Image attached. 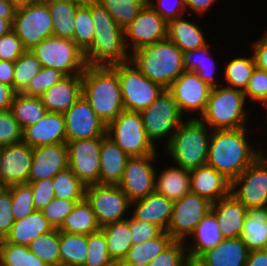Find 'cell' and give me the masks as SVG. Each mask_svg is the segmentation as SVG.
<instances>
[{
  "instance_id": "40",
  "label": "cell",
  "mask_w": 267,
  "mask_h": 266,
  "mask_svg": "<svg viewBox=\"0 0 267 266\" xmlns=\"http://www.w3.org/2000/svg\"><path fill=\"white\" fill-rule=\"evenodd\" d=\"M173 241L174 239L166 231H163L155 238L141 244L132 245L123 261L133 264L150 262Z\"/></svg>"
},
{
  "instance_id": "50",
  "label": "cell",
  "mask_w": 267,
  "mask_h": 266,
  "mask_svg": "<svg viewBox=\"0 0 267 266\" xmlns=\"http://www.w3.org/2000/svg\"><path fill=\"white\" fill-rule=\"evenodd\" d=\"M64 77L65 75L59 70L42 67L22 93L28 96L40 97Z\"/></svg>"
},
{
  "instance_id": "68",
  "label": "cell",
  "mask_w": 267,
  "mask_h": 266,
  "mask_svg": "<svg viewBox=\"0 0 267 266\" xmlns=\"http://www.w3.org/2000/svg\"><path fill=\"white\" fill-rule=\"evenodd\" d=\"M16 8L31 5L42 0H9Z\"/></svg>"
},
{
  "instance_id": "45",
  "label": "cell",
  "mask_w": 267,
  "mask_h": 266,
  "mask_svg": "<svg viewBox=\"0 0 267 266\" xmlns=\"http://www.w3.org/2000/svg\"><path fill=\"white\" fill-rule=\"evenodd\" d=\"M54 195L59 199L83 200L86 186L67 167L53 179Z\"/></svg>"
},
{
  "instance_id": "6",
  "label": "cell",
  "mask_w": 267,
  "mask_h": 266,
  "mask_svg": "<svg viewBox=\"0 0 267 266\" xmlns=\"http://www.w3.org/2000/svg\"><path fill=\"white\" fill-rule=\"evenodd\" d=\"M183 52L169 39L139 48L130 54V61L153 82L167 89L181 75Z\"/></svg>"
},
{
  "instance_id": "72",
  "label": "cell",
  "mask_w": 267,
  "mask_h": 266,
  "mask_svg": "<svg viewBox=\"0 0 267 266\" xmlns=\"http://www.w3.org/2000/svg\"><path fill=\"white\" fill-rule=\"evenodd\" d=\"M4 188V186L0 183V192Z\"/></svg>"
},
{
  "instance_id": "32",
  "label": "cell",
  "mask_w": 267,
  "mask_h": 266,
  "mask_svg": "<svg viewBox=\"0 0 267 266\" xmlns=\"http://www.w3.org/2000/svg\"><path fill=\"white\" fill-rule=\"evenodd\" d=\"M211 49V43L202 48L183 52V66L186 71L195 72L210 87L214 88L222 85V72L218 75L217 59ZM218 75V76H217ZM219 77V79H218ZM219 80V81H218Z\"/></svg>"
},
{
  "instance_id": "15",
  "label": "cell",
  "mask_w": 267,
  "mask_h": 266,
  "mask_svg": "<svg viewBox=\"0 0 267 266\" xmlns=\"http://www.w3.org/2000/svg\"><path fill=\"white\" fill-rule=\"evenodd\" d=\"M167 39V21L146 2L136 18L124 29L129 54L139 48Z\"/></svg>"
},
{
  "instance_id": "71",
  "label": "cell",
  "mask_w": 267,
  "mask_h": 266,
  "mask_svg": "<svg viewBox=\"0 0 267 266\" xmlns=\"http://www.w3.org/2000/svg\"><path fill=\"white\" fill-rule=\"evenodd\" d=\"M262 108H259L258 106H257V108H258V110L260 109V111H262L261 113H263L264 111H266V113L264 112V114H265V116H264V118H265V121H263L264 123H266L267 124V101L261 106ZM261 109H264V110H261ZM265 128H267V127H265ZM265 131L267 130V129H264Z\"/></svg>"
},
{
  "instance_id": "2",
  "label": "cell",
  "mask_w": 267,
  "mask_h": 266,
  "mask_svg": "<svg viewBox=\"0 0 267 266\" xmlns=\"http://www.w3.org/2000/svg\"><path fill=\"white\" fill-rule=\"evenodd\" d=\"M91 16L95 34L92 44L83 52L86 65L112 66L130 61L124 30L96 0H91Z\"/></svg>"
},
{
  "instance_id": "24",
  "label": "cell",
  "mask_w": 267,
  "mask_h": 266,
  "mask_svg": "<svg viewBox=\"0 0 267 266\" xmlns=\"http://www.w3.org/2000/svg\"><path fill=\"white\" fill-rule=\"evenodd\" d=\"M174 201L154 191L147 197L131 203L130 215L138 221L158 226L166 231L170 223Z\"/></svg>"
},
{
  "instance_id": "11",
  "label": "cell",
  "mask_w": 267,
  "mask_h": 266,
  "mask_svg": "<svg viewBox=\"0 0 267 266\" xmlns=\"http://www.w3.org/2000/svg\"><path fill=\"white\" fill-rule=\"evenodd\" d=\"M12 30L31 50L42 40L53 36L52 17L44 0L16 9Z\"/></svg>"
},
{
  "instance_id": "62",
  "label": "cell",
  "mask_w": 267,
  "mask_h": 266,
  "mask_svg": "<svg viewBox=\"0 0 267 266\" xmlns=\"http://www.w3.org/2000/svg\"><path fill=\"white\" fill-rule=\"evenodd\" d=\"M74 19L75 15L71 18L57 19V22H52L53 36L73 40Z\"/></svg>"
},
{
  "instance_id": "28",
  "label": "cell",
  "mask_w": 267,
  "mask_h": 266,
  "mask_svg": "<svg viewBox=\"0 0 267 266\" xmlns=\"http://www.w3.org/2000/svg\"><path fill=\"white\" fill-rule=\"evenodd\" d=\"M82 95V74L65 76L40 99L48 112L65 113Z\"/></svg>"
},
{
  "instance_id": "55",
  "label": "cell",
  "mask_w": 267,
  "mask_h": 266,
  "mask_svg": "<svg viewBox=\"0 0 267 266\" xmlns=\"http://www.w3.org/2000/svg\"><path fill=\"white\" fill-rule=\"evenodd\" d=\"M26 49L13 30L0 37V60L14 62Z\"/></svg>"
},
{
  "instance_id": "29",
  "label": "cell",
  "mask_w": 267,
  "mask_h": 266,
  "mask_svg": "<svg viewBox=\"0 0 267 266\" xmlns=\"http://www.w3.org/2000/svg\"><path fill=\"white\" fill-rule=\"evenodd\" d=\"M179 17L167 22V39L176 44L182 52L202 48L209 44L207 33L191 15ZM187 17V18H186Z\"/></svg>"
},
{
  "instance_id": "57",
  "label": "cell",
  "mask_w": 267,
  "mask_h": 266,
  "mask_svg": "<svg viewBox=\"0 0 267 266\" xmlns=\"http://www.w3.org/2000/svg\"><path fill=\"white\" fill-rule=\"evenodd\" d=\"M163 231L156 225L135 220L130 215V240L132 245L141 244L159 236Z\"/></svg>"
},
{
  "instance_id": "16",
  "label": "cell",
  "mask_w": 267,
  "mask_h": 266,
  "mask_svg": "<svg viewBox=\"0 0 267 266\" xmlns=\"http://www.w3.org/2000/svg\"><path fill=\"white\" fill-rule=\"evenodd\" d=\"M101 138L68 141V166L85 185L99 184Z\"/></svg>"
},
{
  "instance_id": "46",
  "label": "cell",
  "mask_w": 267,
  "mask_h": 266,
  "mask_svg": "<svg viewBox=\"0 0 267 266\" xmlns=\"http://www.w3.org/2000/svg\"><path fill=\"white\" fill-rule=\"evenodd\" d=\"M124 30L137 16L147 0H96Z\"/></svg>"
},
{
  "instance_id": "48",
  "label": "cell",
  "mask_w": 267,
  "mask_h": 266,
  "mask_svg": "<svg viewBox=\"0 0 267 266\" xmlns=\"http://www.w3.org/2000/svg\"><path fill=\"white\" fill-rule=\"evenodd\" d=\"M8 188L11 192L12 213L15 221L36 211L33 204V190L28 183L11 185Z\"/></svg>"
},
{
  "instance_id": "23",
  "label": "cell",
  "mask_w": 267,
  "mask_h": 266,
  "mask_svg": "<svg viewBox=\"0 0 267 266\" xmlns=\"http://www.w3.org/2000/svg\"><path fill=\"white\" fill-rule=\"evenodd\" d=\"M190 190L211 203L231 194L232 182L209 165L190 170Z\"/></svg>"
},
{
  "instance_id": "44",
  "label": "cell",
  "mask_w": 267,
  "mask_h": 266,
  "mask_svg": "<svg viewBox=\"0 0 267 266\" xmlns=\"http://www.w3.org/2000/svg\"><path fill=\"white\" fill-rule=\"evenodd\" d=\"M42 69L41 62L30 51L26 50L14 61L13 90L22 93L29 85L31 79Z\"/></svg>"
},
{
  "instance_id": "51",
  "label": "cell",
  "mask_w": 267,
  "mask_h": 266,
  "mask_svg": "<svg viewBox=\"0 0 267 266\" xmlns=\"http://www.w3.org/2000/svg\"><path fill=\"white\" fill-rule=\"evenodd\" d=\"M246 102L261 107L267 101V72L255 67L249 84L244 91ZM251 101V102H250Z\"/></svg>"
},
{
  "instance_id": "33",
  "label": "cell",
  "mask_w": 267,
  "mask_h": 266,
  "mask_svg": "<svg viewBox=\"0 0 267 266\" xmlns=\"http://www.w3.org/2000/svg\"><path fill=\"white\" fill-rule=\"evenodd\" d=\"M54 228L44 217L42 211L36 210L21 220H16L5 239L0 243H12L29 246L39 235Z\"/></svg>"
},
{
  "instance_id": "65",
  "label": "cell",
  "mask_w": 267,
  "mask_h": 266,
  "mask_svg": "<svg viewBox=\"0 0 267 266\" xmlns=\"http://www.w3.org/2000/svg\"><path fill=\"white\" fill-rule=\"evenodd\" d=\"M245 266H267V249L249 251Z\"/></svg>"
},
{
  "instance_id": "27",
  "label": "cell",
  "mask_w": 267,
  "mask_h": 266,
  "mask_svg": "<svg viewBox=\"0 0 267 266\" xmlns=\"http://www.w3.org/2000/svg\"><path fill=\"white\" fill-rule=\"evenodd\" d=\"M219 229L224 239L241 237L248 209L232 194L212 203Z\"/></svg>"
},
{
  "instance_id": "10",
  "label": "cell",
  "mask_w": 267,
  "mask_h": 266,
  "mask_svg": "<svg viewBox=\"0 0 267 266\" xmlns=\"http://www.w3.org/2000/svg\"><path fill=\"white\" fill-rule=\"evenodd\" d=\"M106 134L130 157L156 154L147 137L140 112L123 110L106 128Z\"/></svg>"
},
{
  "instance_id": "9",
  "label": "cell",
  "mask_w": 267,
  "mask_h": 266,
  "mask_svg": "<svg viewBox=\"0 0 267 266\" xmlns=\"http://www.w3.org/2000/svg\"><path fill=\"white\" fill-rule=\"evenodd\" d=\"M30 51L41 62L42 67L54 68L65 76L83 74L87 66L83 51L72 39L51 36Z\"/></svg>"
},
{
  "instance_id": "35",
  "label": "cell",
  "mask_w": 267,
  "mask_h": 266,
  "mask_svg": "<svg viewBox=\"0 0 267 266\" xmlns=\"http://www.w3.org/2000/svg\"><path fill=\"white\" fill-rule=\"evenodd\" d=\"M241 239L249 251L267 249V211L265 207L248 209Z\"/></svg>"
},
{
  "instance_id": "53",
  "label": "cell",
  "mask_w": 267,
  "mask_h": 266,
  "mask_svg": "<svg viewBox=\"0 0 267 266\" xmlns=\"http://www.w3.org/2000/svg\"><path fill=\"white\" fill-rule=\"evenodd\" d=\"M22 142V129L10 110L0 112V147Z\"/></svg>"
},
{
  "instance_id": "42",
  "label": "cell",
  "mask_w": 267,
  "mask_h": 266,
  "mask_svg": "<svg viewBox=\"0 0 267 266\" xmlns=\"http://www.w3.org/2000/svg\"><path fill=\"white\" fill-rule=\"evenodd\" d=\"M0 266H50L30 251L28 246L0 243Z\"/></svg>"
},
{
  "instance_id": "52",
  "label": "cell",
  "mask_w": 267,
  "mask_h": 266,
  "mask_svg": "<svg viewBox=\"0 0 267 266\" xmlns=\"http://www.w3.org/2000/svg\"><path fill=\"white\" fill-rule=\"evenodd\" d=\"M82 200L54 199L42 210L44 217L55 229H58L66 216L74 209L77 202Z\"/></svg>"
},
{
  "instance_id": "58",
  "label": "cell",
  "mask_w": 267,
  "mask_h": 266,
  "mask_svg": "<svg viewBox=\"0 0 267 266\" xmlns=\"http://www.w3.org/2000/svg\"><path fill=\"white\" fill-rule=\"evenodd\" d=\"M28 184L33 190L34 208L42 211L55 197L52 179H44Z\"/></svg>"
},
{
  "instance_id": "25",
  "label": "cell",
  "mask_w": 267,
  "mask_h": 266,
  "mask_svg": "<svg viewBox=\"0 0 267 266\" xmlns=\"http://www.w3.org/2000/svg\"><path fill=\"white\" fill-rule=\"evenodd\" d=\"M218 221L212 211L197 224L194 231L184 241L190 263L193 264L203 253L223 241Z\"/></svg>"
},
{
  "instance_id": "7",
  "label": "cell",
  "mask_w": 267,
  "mask_h": 266,
  "mask_svg": "<svg viewBox=\"0 0 267 266\" xmlns=\"http://www.w3.org/2000/svg\"><path fill=\"white\" fill-rule=\"evenodd\" d=\"M140 114L144 121L147 137L161 151L171 140L179 125L186 119L167 89L160 93L150 106L140 111ZM160 144L161 146L163 144L161 149Z\"/></svg>"
},
{
  "instance_id": "36",
  "label": "cell",
  "mask_w": 267,
  "mask_h": 266,
  "mask_svg": "<svg viewBox=\"0 0 267 266\" xmlns=\"http://www.w3.org/2000/svg\"><path fill=\"white\" fill-rule=\"evenodd\" d=\"M105 234L108 254L114 263L124 260L132 247L130 240V216L101 227Z\"/></svg>"
},
{
  "instance_id": "66",
  "label": "cell",
  "mask_w": 267,
  "mask_h": 266,
  "mask_svg": "<svg viewBox=\"0 0 267 266\" xmlns=\"http://www.w3.org/2000/svg\"><path fill=\"white\" fill-rule=\"evenodd\" d=\"M16 7L9 0H0V15H3V19L13 23Z\"/></svg>"
},
{
  "instance_id": "49",
  "label": "cell",
  "mask_w": 267,
  "mask_h": 266,
  "mask_svg": "<svg viewBox=\"0 0 267 266\" xmlns=\"http://www.w3.org/2000/svg\"><path fill=\"white\" fill-rule=\"evenodd\" d=\"M150 266H192L184 241L174 240L150 261Z\"/></svg>"
},
{
  "instance_id": "56",
  "label": "cell",
  "mask_w": 267,
  "mask_h": 266,
  "mask_svg": "<svg viewBox=\"0 0 267 266\" xmlns=\"http://www.w3.org/2000/svg\"><path fill=\"white\" fill-rule=\"evenodd\" d=\"M14 222L11 192L8 187H4L0 192V240L9 234Z\"/></svg>"
},
{
  "instance_id": "54",
  "label": "cell",
  "mask_w": 267,
  "mask_h": 266,
  "mask_svg": "<svg viewBox=\"0 0 267 266\" xmlns=\"http://www.w3.org/2000/svg\"><path fill=\"white\" fill-rule=\"evenodd\" d=\"M147 2L167 22L187 15L184 0H147Z\"/></svg>"
},
{
  "instance_id": "37",
  "label": "cell",
  "mask_w": 267,
  "mask_h": 266,
  "mask_svg": "<svg viewBox=\"0 0 267 266\" xmlns=\"http://www.w3.org/2000/svg\"><path fill=\"white\" fill-rule=\"evenodd\" d=\"M100 229L92 206L86 198L77 202L73 211L64 218L62 225L58 228L59 231L79 235H89Z\"/></svg>"
},
{
  "instance_id": "20",
  "label": "cell",
  "mask_w": 267,
  "mask_h": 266,
  "mask_svg": "<svg viewBox=\"0 0 267 266\" xmlns=\"http://www.w3.org/2000/svg\"><path fill=\"white\" fill-rule=\"evenodd\" d=\"M32 158L33 148L26 143L1 147L0 183L4 187L28 183Z\"/></svg>"
},
{
  "instance_id": "38",
  "label": "cell",
  "mask_w": 267,
  "mask_h": 266,
  "mask_svg": "<svg viewBox=\"0 0 267 266\" xmlns=\"http://www.w3.org/2000/svg\"><path fill=\"white\" fill-rule=\"evenodd\" d=\"M10 111L21 129L36 124L48 113L40 97L28 96L23 93L15 94Z\"/></svg>"
},
{
  "instance_id": "21",
  "label": "cell",
  "mask_w": 267,
  "mask_h": 266,
  "mask_svg": "<svg viewBox=\"0 0 267 266\" xmlns=\"http://www.w3.org/2000/svg\"><path fill=\"white\" fill-rule=\"evenodd\" d=\"M68 166L67 143H56L33 148L28 183L53 179Z\"/></svg>"
},
{
  "instance_id": "8",
  "label": "cell",
  "mask_w": 267,
  "mask_h": 266,
  "mask_svg": "<svg viewBox=\"0 0 267 266\" xmlns=\"http://www.w3.org/2000/svg\"><path fill=\"white\" fill-rule=\"evenodd\" d=\"M112 67L118 74L124 110L140 112L165 90L160 84L145 77L131 61Z\"/></svg>"
},
{
  "instance_id": "70",
  "label": "cell",
  "mask_w": 267,
  "mask_h": 266,
  "mask_svg": "<svg viewBox=\"0 0 267 266\" xmlns=\"http://www.w3.org/2000/svg\"><path fill=\"white\" fill-rule=\"evenodd\" d=\"M115 266H150V262L133 264V263H127L122 260L115 263Z\"/></svg>"
},
{
  "instance_id": "67",
  "label": "cell",
  "mask_w": 267,
  "mask_h": 266,
  "mask_svg": "<svg viewBox=\"0 0 267 266\" xmlns=\"http://www.w3.org/2000/svg\"><path fill=\"white\" fill-rule=\"evenodd\" d=\"M12 30V24L0 15V37Z\"/></svg>"
},
{
  "instance_id": "34",
  "label": "cell",
  "mask_w": 267,
  "mask_h": 266,
  "mask_svg": "<svg viewBox=\"0 0 267 266\" xmlns=\"http://www.w3.org/2000/svg\"><path fill=\"white\" fill-rule=\"evenodd\" d=\"M238 53L236 57L233 54L227 61L225 59L223 66L219 67L223 69L222 85L245 91L256 65L252 53H243V56Z\"/></svg>"
},
{
  "instance_id": "19",
  "label": "cell",
  "mask_w": 267,
  "mask_h": 266,
  "mask_svg": "<svg viewBox=\"0 0 267 266\" xmlns=\"http://www.w3.org/2000/svg\"><path fill=\"white\" fill-rule=\"evenodd\" d=\"M66 142L103 137L107 126L99 119L83 95L63 113Z\"/></svg>"
},
{
  "instance_id": "31",
  "label": "cell",
  "mask_w": 267,
  "mask_h": 266,
  "mask_svg": "<svg viewBox=\"0 0 267 266\" xmlns=\"http://www.w3.org/2000/svg\"><path fill=\"white\" fill-rule=\"evenodd\" d=\"M130 156L105 134L101 138L99 184L118 185Z\"/></svg>"
},
{
  "instance_id": "69",
  "label": "cell",
  "mask_w": 267,
  "mask_h": 266,
  "mask_svg": "<svg viewBox=\"0 0 267 266\" xmlns=\"http://www.w3.org/2000/svg\"><path fill=\"white\" fill-rule=\"evenodd\" d=\"M267 133V131H264L262 134H266ZM267 136V134L265 135V137ZM267 140V139H266ZM265 143L267 144V142L265 141ZM263 144L262 145V143H261V146H259V147H262V146H264V148L262 147V148H259V156L262 158V160H264L266 163H267V150L265 149L266 147L265 146H267L266 144ZM264 149V150H263Z\"/></svg>"
},
{
  "instance_id": "39",
  "label": "cell",
  "mask_w": 267,
  "mask_h": 266,
  "mask_svg": "<svg viewBox=\"0 0 267 266\" xmlns=\"http://www.w3.org/2000/svg\"><path fill=\"white\" fill-rule=\"evenodd\" d=\"M87 248V235L59 231L60 266H84Z\"/></svg>"
},
{
  "instance_id": "22",
  "label": "cell",
  "mask_w": 267,
  "mask_h": 266,
  "mask_svg": "<svg viewBox=\"0 0 267 266\" xmlns=\"http://www.w3.org/2000/svg\"><path fill=\"white\" fill-rule=\"evenodd\" d=\"M22 142L32 148L66 142L63 114L48 112L36 124L23 128Z\"/></svg>"
},
{
  "instance_id": "3",
  "label": "cell",
  "mask_w": 267,
  "mask_h": 266,
  "mask_svg": "<svg viewBox=\"0 0 267 266\" xmlns=\"http://www.w3.org/2000/svg\"><path fill=\"white\" fill-rule=\"evenodd\" d=\"M82 95L106 126L124 110L118 74L112 66L87 65Z\"/></svg>"
},
{
  "instance_id": "13",
  "label": "cell",
  "mask_w": 267,
  "mask_h": 266,
  "mask_svg": "<svg viewBox=\"0 0 267 266\" xmlns=\"http://www.w3.org/2000/svg\"><path fill=\"white\" fill-rule=\"evenodd\" d=\"M159 152L146 156H133L128 159L118 186L131 203L144 199L155 191L157 163L163 156L162 154L160 157L161 150Z\"/></svg>"
},
{
  "instance_id": "60",
  "label": "cell",
  "mask_w": 267,
  "mask_h": 266,
  "mask_svg": "<svg viewBox=\"0 0 267 266\" xmlns=\"http://www.w3.org/2000/svg\"><path fill=\"white\" fill-rule=\"evenodd\" d=\"M265 29L258 39L248 41L250 44L247 43L249 46L247 53L249 51L252 53L257 68L267 72V28Z\"/></svg>"
},
{
  "instance_id": "26",
  "label": "cell",
  "mask_w": 267,
  "mask_h": 266,
  "mask_svg": "<svg viewBox=\"0 0 267 266\" xmlns=\"http://www.w3.org/2000/svg\"><path fill=\"white\" fill-rule=\"evenodd\" d=\"M248 254L241 237L227 238L203 253L192 266H245Z\"/></svg>"
},
{
  "instance_id": "14",
  "label": "cell",
  "mask_w": 267,
  "mask_h": 266,
  "mask_svg": "<svg viewBox=\"0 0 267 266\" xmlns=\"http://www.w3.org/2000/svg\"><path fill=\"white\" fill-rule=\"evenodd\" d=\"M167 90L177 102L185 118H200L205 111L212 87L200 79L195 72L185 70Z\"/></svg>"
},
{
  "instance_id": "43",
  "label": "cell",
  "mask_w": 267,
  "mask_h": 266,
  "mask_svg": "<svg viewBox=\"0 0 267 266\" xmlns=\"http://www.w3.org/2000/svg\"><path fill=\"white\" fill-rule=\"evenodd\" d=\"M28 248L48 265L60 266L58 229L54 228L52 231L39 235Z\"/></svg>"
},
{
  "instance_id": "4",
  "label": "cell",
  "mask_w": 267,
  "mask_h": 266,
  "mask_svg": "<svg viewBox=\"0 0 267 266\" xmlns=\"http://www.w3.org/2000/svg\"><path fill=\"white\" fill-rule=\"evenodd\" d=\"M211 133L199 118H186L162 149L164 158L189 171L206 165Z\"/></svg>"
},
{
  "instance_id": "41",
  "label": "cell",
  "mask_w": 267,
  "mask_h": 266,
  "mask_svg": "<svg viewBox=\"0 0 267 266\" xmlns=\"http://www.w3.org/2000/svg\"><path fill=\"white\" fill-rule=\"evenodd\" d=\"M74 26L73 41L84 52L92 44L95 34V26L91 16V0H84L77 8Z\"/></svg>"
},
{
  "instance_id": "63",
  "label": "cell",
  "mask_w": 267,
  "mask_h": 266,
  "mask_svg": "<svg viewBox=\"0 0 267 266\" xmlns=\"http://www.w3.org/2000/svg\"><path fill=\"white\" fill-rule=\"evenodd\" d=\"M15 94L12 87L0 82V112L10 110Z\"/></svg>"
},
{
  "instance_id": "61",
  "label": "cell",
  "mask_w": 267,
  "mask_h": 266,
  "mask_svg": "<svg viewBox=\"0 0 267 266\" xmlns=\"http://www.w3.org/2000/svg\"><path fill=\"white\" fill-rule=\"evenodd\" d=\"M218 2L219 0H184L187 15L194 16L195 14V17L200 19L203 16V20H205L206 14L213 10L211 8L215 7L214 5Z\"/></svg>"
},
{
  "instance_id": "59",
  "label": "cell",
  "mask_w": 267,
  "mask_h": 266,
  "mask_svg": "<svg viewBox=\"0 0 267 266\" xmlns=\"http://www.w3.org/2000/svg\"><path fill=\"white\" fill-rule=\"evenodd\" d=\"M47 4L52 22H57V19L71 18L75 15L77 8L84 0H44Z\"/></svg>"
},
{
  "instance_id": "1",
  "label": "cell",
  "mask_w": 267,
  "mask_h": 266,
  "mask_svg": "<svg viewBox=\"0 0 267 266\" xmlns=\"http://www.w3.org/2000/svg\"><path fill=\"white\" fill-rule=\"evenodd\" d=\"M254 129V126H250L212 130L207 165L224 174L232 182L259 156L258 142L261 137L259 140L252 139L253 132H256Z\"/></svg>"
},
{
  "instance_id": "17",
  "label": "cell",
  "mask_w": 267,
  "mask_h": 266,
  "mask_svg": "<svg viewBox=\"0 0 267 266\" xmlns=\"http://www.w3.org/2000/svg\"><path fill=\"white\" fill-rule=\"evenodd\" d=\"M231 194L247 209L265 207L267 202V163L260 156L232 181Z\"/></svg>"
},
{
  "instance_id": "47",
  "label": "cell",
  "mask_w": 267,
  "mask_h": 266,
  "mask_svg": "<svg viewBox=\"0 0 267 266\" xmlns=\"http://www.w3.org/2000/svg\"><path fill=\"white\" fill-rule=\"evenodd\" d=\"M87 258L84 266H115L110 258L104 232L99 231L87 235Z\"/></svg>"
},
{
  "instance_id": "30",
  "label": "cell",
  "mask_w": 267,
  "mask_h": 266,
  "mask_svg": "<svg viewBox=\"0 0 267 266\" xmlns=\"http://www.w3.org/2000/svg\"><path fill=\"white\" fill-rule=\"evenodd\" d=\"M162 160L160 161L163 163L162 167L159 162L157 166L155 191L172 201H176L189 194L191 192L189 170H185L168 160L166 163L164 156Z\"/></svg>"
},
{
  "instance_id": "12",
  "label": "cell",
  "mask_w": 267,
  "mask_h": 266,
  "mask_svg": "<svg viewBox=\"0 0 267 266\" xmlns=\"http://www.w3.org/2000/svg\"><path fill=\"white\" fill-rule=\"evenodd\" d=\"M85 198L91 204L100 227L130 216L131 202L118 185L86 186Z\"/></svg>"
},
{
  "instance_id": "18",
  "label": "cell",
  "mask_w": 267,
  "mask_h": 266,
  "mask_svg": "<svg viewBox=\"0 0 267 266\" xmlns=\"http://www.w3.org/2000/svg\"><path fill=\"white\" fill-rule=\"evenodd\" d=\"M212 203L197 194L189 193L174 201L166 232L174 239L185 241L198 222L211 211Z\"/></svg>"
},
{
  "instance_id": "64",
  "label": "cell",
  "mask_w": 267,
  "mask_h": 266,
  "mask_svg": "<svg viewBox=\"0 0 267 266\" xmlns=\"http://www.w3.org/2000/svg\"><path fill=\"white\" fill-rule=\"evenodd\" d=\"M14 62L0 60V82L13 88Z\"/></svg>"
},
{
  "instance_id": "5",
  "label": "cell",
  "mask_w": 267,
  "mask_h": 266,
  "mask_svg": "<svg viewBox=\"0 0 267 266\" xmlns=\"http://www.w3.org/2000/svg\"><path fill=\"white\" fill-rule=\"evenodd\" d=\"M251 110L244 91L220 85L212 88L205 111L199 119L212 130L253 127L250 124L253 123L252 117L256 115Z\"/></svg>"
}]
</instances>
